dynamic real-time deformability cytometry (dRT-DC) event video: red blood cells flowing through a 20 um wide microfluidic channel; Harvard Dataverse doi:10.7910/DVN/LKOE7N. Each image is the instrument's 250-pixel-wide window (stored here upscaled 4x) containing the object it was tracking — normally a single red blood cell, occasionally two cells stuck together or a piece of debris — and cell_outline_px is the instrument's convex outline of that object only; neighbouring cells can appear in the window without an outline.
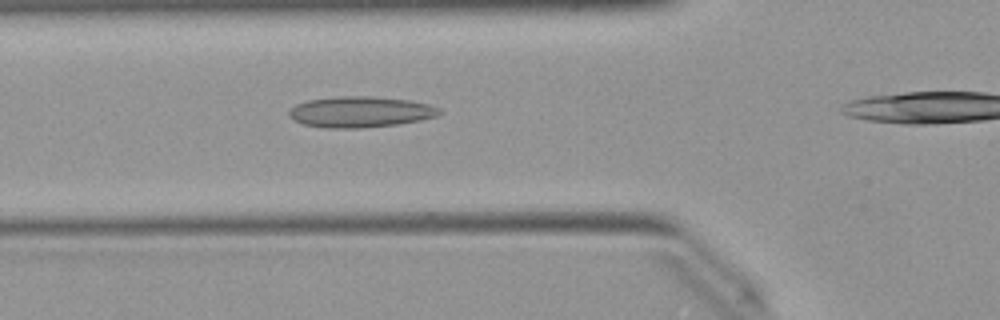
{"species": "Egyptian fruit bat (a non-hibernating species)", "species_latin": "Rousettus aegyptiacus", "temperature_condition": "warm", "stored_images_in_passage": 27, "camera_frame_rate_fps": 3000, "um_per_image_px": 0.085, "animal": {"sex": "female"}, "frame": {"image": 1, "passage_image": 4, "time_ms": 1.0, "image_size_px": [1000, 320], "cell_outline_px": [[444, 112], [436, 116], [420, 120], [396, 124], [360, 128], [324, 128], [304, 124], [292, 120], [288, 116], [288, 112], [296, 104], [304, 100], [340, 96], [376, 96], [408, 100], [428, 104], [440, 108]], "centroid_in_image_um": [30.6, 9.5], "position_along_channel_um": 95.2, "area_um2": 27.28}}
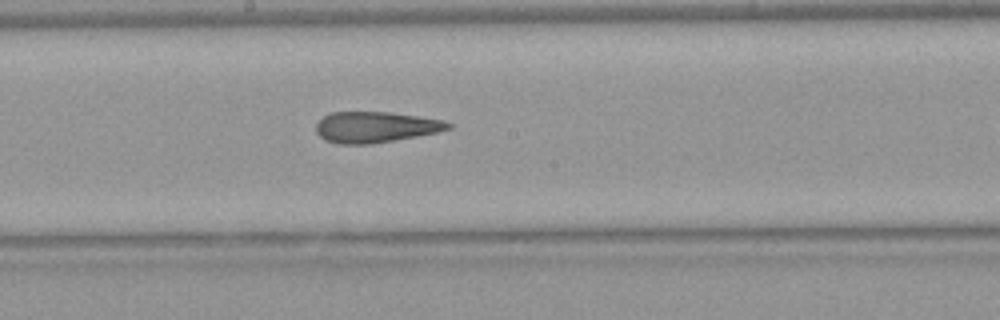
{"frame": {"image": 2, "passage_image": 13, "time_ms": 4.0, "image_size_px": [1000, 320], "cell_outline_px": [[452, 128], [436, 132], [416, 136], [368, 144], [336, 144], [324, 140], [316, 132], [316, 124], [324, 116], [332, 112], [388, 112], [444, 120], [452, 124]], "centroid_in_image_um": [31.89, 10.8], "position_along_channel_um": 216.3, "area_um2": 23.58}}
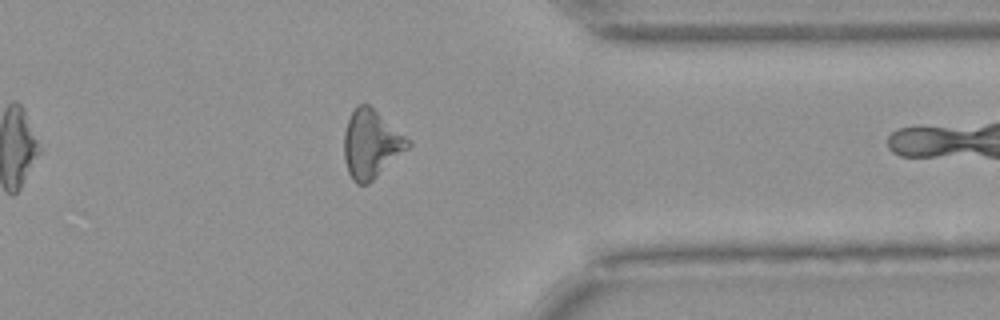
{"frame": {"image": 3, "passage_image": 26, "time_ms": 8.333, "image_size_px": [1000, 320], "cell_outline_px": [[412, 144], [408, 148], [368, 184], [356, 184], [352, 180], [348, 172], [344, 160], [344, 132], [348, 120], [352, 112], [360, 104], [368, 104], [412, 140]], "centroid_in_image_um": [31.55, 12.25], "position_along_channel_um": 379.8, "area_um2": 25.26}}